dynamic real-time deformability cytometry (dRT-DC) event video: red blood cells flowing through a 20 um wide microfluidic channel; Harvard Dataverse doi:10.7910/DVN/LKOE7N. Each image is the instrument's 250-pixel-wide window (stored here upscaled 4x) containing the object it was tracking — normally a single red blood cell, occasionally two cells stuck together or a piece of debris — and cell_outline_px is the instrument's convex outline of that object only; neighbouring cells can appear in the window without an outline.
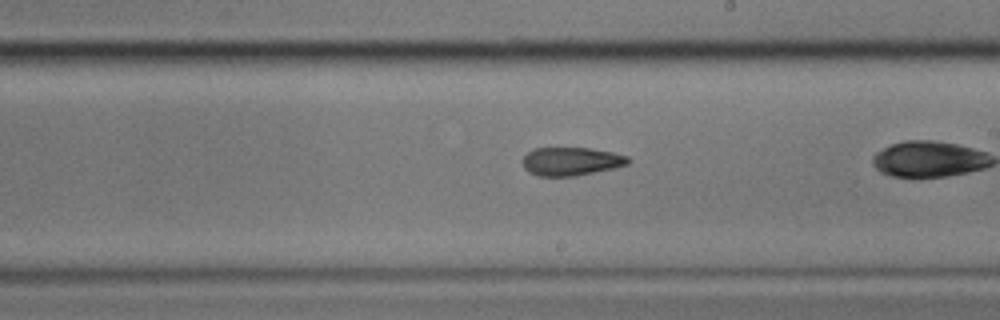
{"species": "common noctule bat (a hibernating species)", "species_latin": "Nyctalus noctula", "temperature_condition": "cold", "stored_images_in_passage": 39, "camera_frame_rate_fps": 3000, "um_per_image_px": 0.085, "animal": {"sex": "male", "body_mass_g": 17.9}, "frame": {"image": 1, "passage_image": 28, "time_ms": 9.0, "image_size_px": [1000, 320], "cell_outline_px": [[632, 160], [628, 164], [612, 168], [576, 176], [540, 176], [528, 172], [524, 168], [524, 156], [532, 148], [588, 148], [612, 152], [628, 156]], "centroid_in_image_um": [48.55, 13.71], "position_along_channel_um": 240.4, "area_um2": 17.34}}
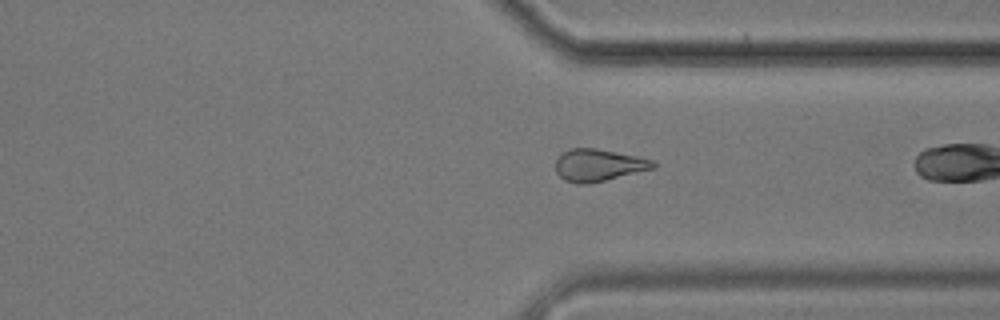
{"frame": {"image": 2, "passage_image": 38, "time_ms": 12.333, "image_size_px": [1000, 320], "cell_outline_px": [[656, 168], [588, 184], [576, 184], [564, 180], [556, 172], [556, 160], [564, 152], [572, 148], [596, 148], [656, 160]], "centroid_in_image_um": [50.9, 14.04], "position_along_channel_um": 360.5, "area_um2": 18.26}}